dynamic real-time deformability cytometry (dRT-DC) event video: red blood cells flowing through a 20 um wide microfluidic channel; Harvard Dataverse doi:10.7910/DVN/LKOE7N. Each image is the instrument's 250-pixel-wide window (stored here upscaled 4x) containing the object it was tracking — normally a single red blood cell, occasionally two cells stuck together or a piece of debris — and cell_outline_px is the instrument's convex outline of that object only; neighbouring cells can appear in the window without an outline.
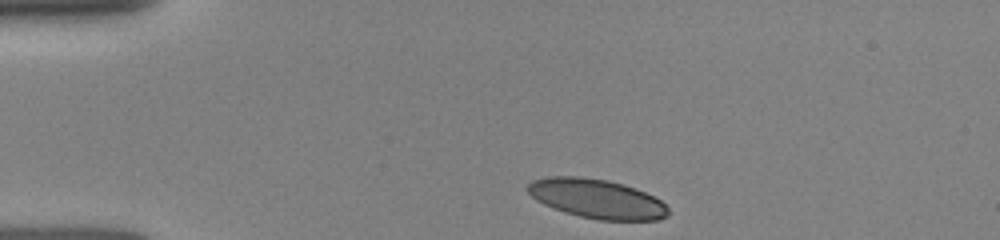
{"species": "human", "species_latin": "Homo sapiens", "temperature_condition": "room temperature", "stored_images_in_passage": 5, "camera_frame_rate_fps": 3000, "um_per_image_px": 0.085, "donor": {"sex": "female"}, "frame": {"image": 1, "passage_image": 1, "time_ms": 0.0, "image_size_px": [1000, 240], "cell_outline_px": [[668, 216], [660, 220], [600, 220], [580, 216], [564, 212], [552, 208], [536, 200], [528, 192], [528, 184], [532, 180], [548, 176], [580, 176], [608, 180], [644, 192], [660, 200], [668, 208]], "centroid_in_image_um": [50.7, 16.89], "position_along_channel_um": 34.3, "area_um2": 31.96}}
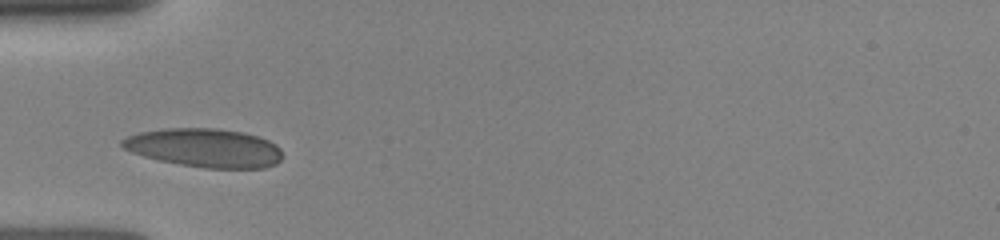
{"frame": {"image": 2, "passage_image": 4, "time_ms": 2.0, "image_size_px": [1000, 240], "cell_outline_px": [[280, 160], [276, 164], [264, 168], [204, 168], [180, 164], [160, 160], [144, 156], [132, 152], [124, 148], [120, 144], [120, 140], [128, 136], [140, 132], [164, 128], [220, 128], [244, 132], [268, 140], [276, 144], [280, 148]], "centroid_in_image_um": [17.39, 12.56], "position_along_channel_um": 67.6, "area_um2": 36.13}}